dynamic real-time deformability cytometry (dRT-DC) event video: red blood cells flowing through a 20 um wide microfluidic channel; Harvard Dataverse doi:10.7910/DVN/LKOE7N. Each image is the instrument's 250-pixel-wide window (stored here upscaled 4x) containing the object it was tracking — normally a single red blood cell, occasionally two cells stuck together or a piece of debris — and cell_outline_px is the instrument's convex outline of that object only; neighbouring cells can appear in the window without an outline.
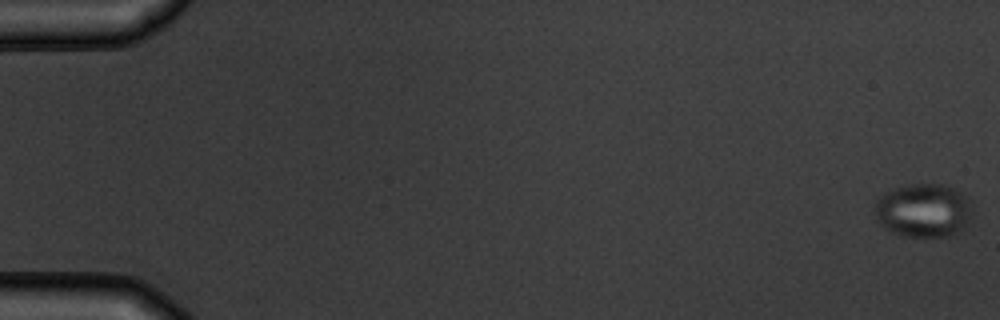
{"species": "common noctule bat (a hibernating species)", "species_latin": "Nyctalus noctula", "temperature_condition": "warm", "stored_images_in_passage": 4, "camera_frame_rate_fps": 3000, "um_per_image_px": 0.085, "animal": {"sex": "male", "body_mass_g": 19.5, "forearm_length_mm": 54.6}, "frame": {"image": 1, "passage_image": 1, "time_ms": 0.0, "image_size_px": [1000, 320], "cell_outline_px": [[972, 216], [968, 224], [960, 232], [952, 236], [904, 236], [892, 232], [884, 228], [876, 220], [876, 200], [880, 196], [892, 188], [904, 184], [944, 184], [956, 188], [972, 200]], "centroid_in_image_um": [78.55, 17.87], "position_along_channel_um": 6.5, "area_um2": 31.21}}